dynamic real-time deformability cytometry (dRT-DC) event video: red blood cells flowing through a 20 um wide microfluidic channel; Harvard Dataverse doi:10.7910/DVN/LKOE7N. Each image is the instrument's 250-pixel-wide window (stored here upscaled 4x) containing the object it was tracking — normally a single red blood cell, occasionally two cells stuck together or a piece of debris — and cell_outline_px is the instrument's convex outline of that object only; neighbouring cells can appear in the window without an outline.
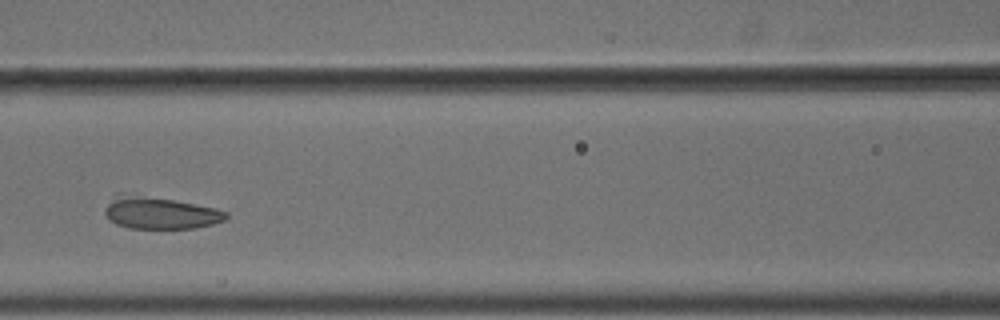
{"species": "common noctule bat (a hibernating species)", "species_latin": "Nyctalus noctula", "temperature_condition": "cold", "stored_images_in_passage": 7, "camera_frame_rate_fps": 3000, "um_per_image_px": 0.085, "animal": {"sex": "male", "body_mass_g": 18.8}, "frame": {"image": 1, "passage_image": 5, "time_ms": 1.333, "image_size_px": [1000, 320], "cell_outline_px": [[228, 216], [224, 220], [212, 224], [196, 228], [128, 228], [116, 224], [108, 220], [104, 212], [104, 208], [116, 192], [120, 192], [172, 200], [216, 208], [228, 212]], "centroid_in_image_um": [13.54, 18.09], "position_along_channel_um": 153.1, "area_um2": 22.77}}
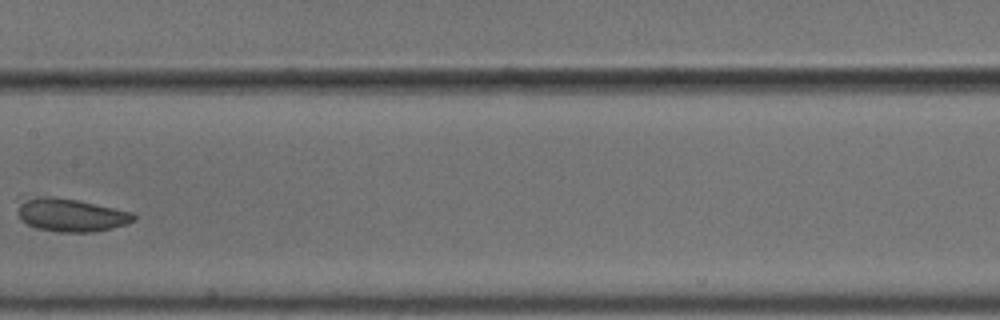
{"frame": {"image": 2, "passage_image": 6, "time_ms": 1.667, "image_size_px": [1000, 320], "cell_outline_px": [[136, 220], [128, 224], [112, 228], [92, 232], [60, 232], [36, 228], [28, 224], [20, 216], [16, 196], [48, 196], [76, 200], [132, 212], [136, 216]], "centroid_in_image_um": [5.98, 18.25], "position_along_channel_um": 201.4, "area_um2": 22.54}}
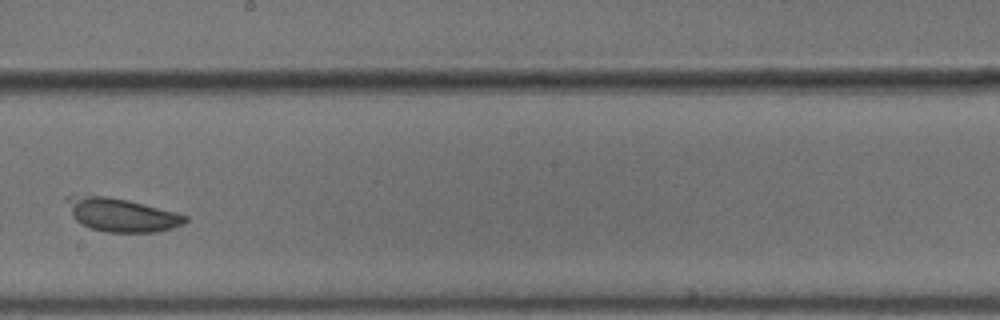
{"frame": {"image": 3, "passage_image": 7, "time_ms": 2.0, "image_size_px": [1000, 320], "cell_outline_px": [[188, 220], [184, 224], [172, 228], [156, 232], [108, 232], [92, 228], [76, 220], [72, 216], [64, 200], [64, 196], [72, 192], [104, 196], [128, 200], [176, 212], [188, 216]], "centroid_in_image_um": [10.26, 18.22], "position_along_channel_um": 237.9, "area_um2": 23.47}}